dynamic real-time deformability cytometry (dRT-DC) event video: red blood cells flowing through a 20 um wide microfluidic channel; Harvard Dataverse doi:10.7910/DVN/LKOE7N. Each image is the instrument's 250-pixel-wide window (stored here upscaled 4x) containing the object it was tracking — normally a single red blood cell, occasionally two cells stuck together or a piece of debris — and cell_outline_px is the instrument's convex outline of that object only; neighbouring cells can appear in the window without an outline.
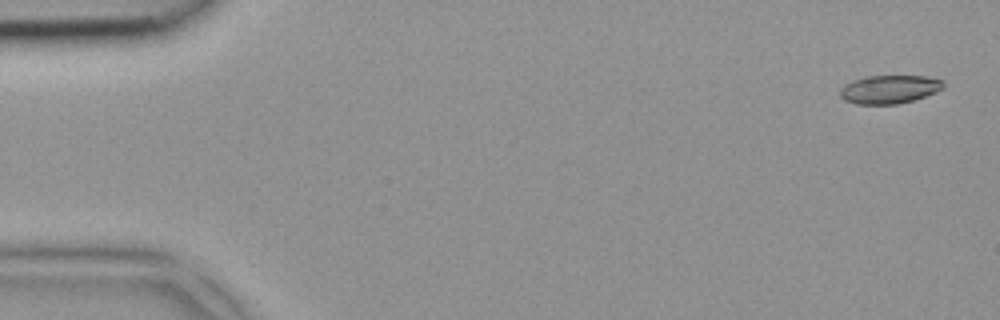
{"species": "common noctule bat (a hibernating species)", "species_latin": "Nyctalus noctula", "temperature_condition": "room temperature", "stored_images_in_passage": 4, "camera_frame_rate_fps": 3000, "um_per_image_px": 0.085, "animal": {"sex": "female", "body_mass_g": 18.4}, "frame": {"image": 1, "passage_image": 1, "time_ms": 0.0, "image_size_px": [1000, 320], "cell_outline_px": [[944, 88], [936, 92], [912, 100], [896, 104], [856, 104], [844, 100], [840, 96], [840, 88], [844, 84], [852, 80], [864, 76], [928, 76], [944, 80]], "centroid_in_image_um": [75.58, 7.58], "position_along_channel_um": 9.4, "area_um2": 17.22}}